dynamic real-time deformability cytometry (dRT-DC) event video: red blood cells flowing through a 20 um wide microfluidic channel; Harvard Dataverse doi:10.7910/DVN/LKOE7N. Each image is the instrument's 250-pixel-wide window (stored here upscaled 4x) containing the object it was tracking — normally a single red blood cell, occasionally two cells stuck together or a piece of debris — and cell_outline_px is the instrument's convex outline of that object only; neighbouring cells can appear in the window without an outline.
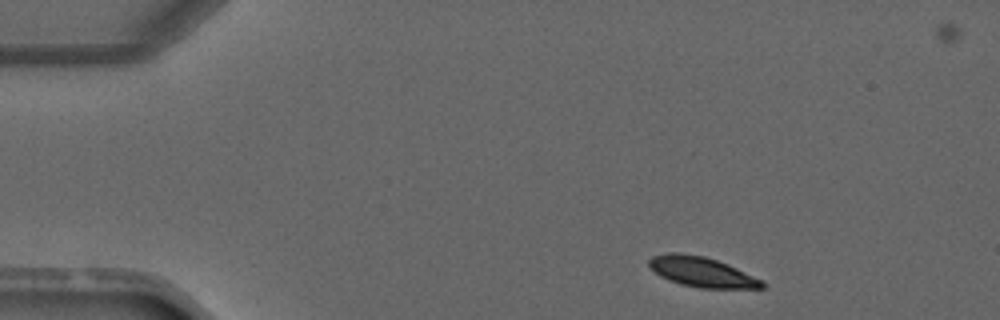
{"species": "common noctule bat (a hibernating species)", "species_latin": "Nyctalus noctula", "temperature_condition": "warm", "stored_images_in_passage": 4, "camera_frame_rate_fps": 3000, "um_per_image_px": 0.085, "animal": {"sex": "male", "forearm_length_mm": 52.5}, "frame": {"image": 1, "passage_image": 1, "time_ms": 0.0, "image_size_px": [1000, 320], "cell_outline_px": [[764, 288], [700, 288], [680, 284], [668, 280], [660, 276], [648, 264], [648, 260], [652, 256], [668, 252], [680, 252], [704, 256], [728, 264], [764, 280]], "centroid_in_image_um": [59.65, 23.11], "position_along_channel_um": 25.3, "area_um2": 19.88}}
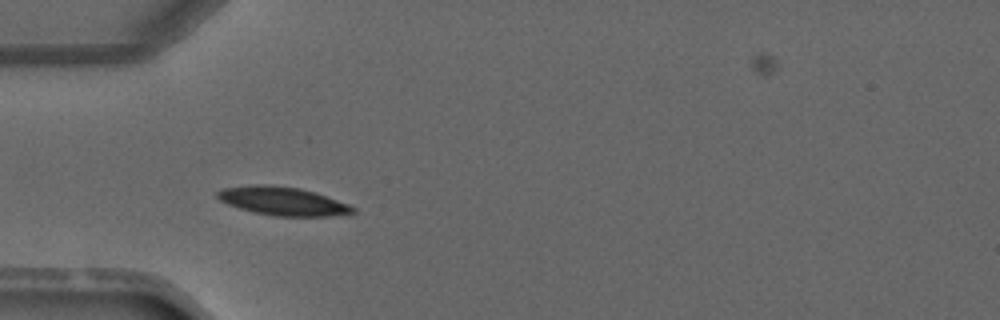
{"frame": {"image": 2, "passage_image": 3, "time_ms": 2.333, "image_size_px": [1000, 320], "cell_outline_px": [[356, 212], [328, 216], [276, 216], [256, 212], [240, 208], [228, 204], [220, 200], [216, 196], [216, 192], [224, 188], [256, 184], [268, 184], [300, 188], [316, 192], [348, 204], [356, 208]], "centroid_in_image_um": [24.04, 17.08], "position_along_channel_um": 61.0, "area_um2": 22.31}}
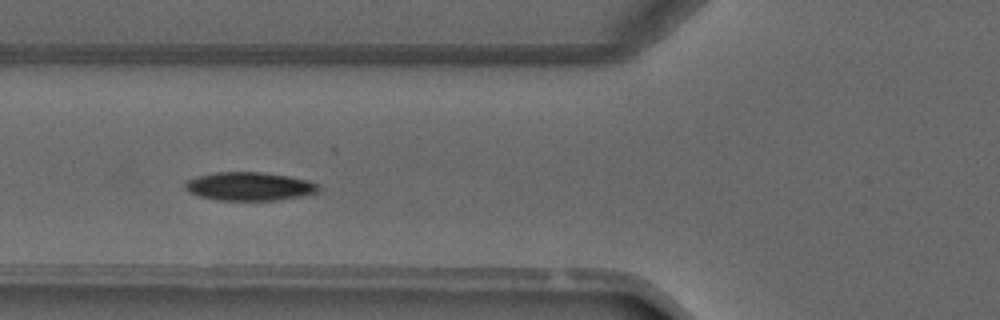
{"frame": {"image": 3, "passage_image": 4, "time_ms": 3.333, "image_size_px": [1000, 320], "cell_outline_px": [[320, 188], [316, 192], [304, 196], [280, 200], [216, 200], [200, 196], [188, 192], [184, 188], [184, 184], [188, 180], [196, 176], [216, 172], [260, 172], [288, 176], [308, 180], [316, 184]], "centroid_in_image_um": [21.18, 15.84], "position_along_channel_um": 104.6, "area_um2": 22.14}}